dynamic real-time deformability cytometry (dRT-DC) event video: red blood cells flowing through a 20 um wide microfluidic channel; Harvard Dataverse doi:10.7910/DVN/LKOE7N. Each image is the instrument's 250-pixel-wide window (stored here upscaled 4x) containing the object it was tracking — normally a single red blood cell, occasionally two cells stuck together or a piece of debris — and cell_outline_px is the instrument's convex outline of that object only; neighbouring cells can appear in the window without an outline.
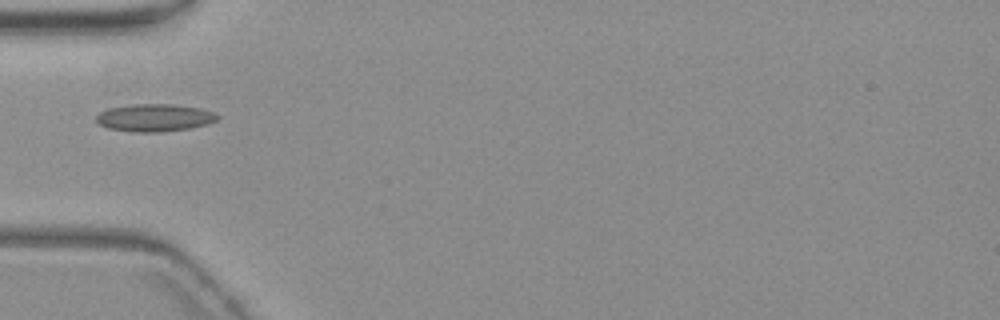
{"species": "common noctule bat (a hibernating species)", "species_latin": "Nyctalus noctula", "temperature_condition": "warm", "stored_images_in_passage": 38, "camera_frame_rate_fps": 3000, "um_per_image_px": 0.085, "animal": {"sex": "female", "body_mass_g": 19.3, "forearm_length_mm": 54.1}, "frame": {"image": 1, "passage_image": 1, "time_ms": 0.0, "image_size_px": [1000, 320], "cell_outline_px": [[220, 116], [216, 120], [208, 124], [188, 128], [160, 132], [132, 132], [108, 128], [100, 124], [96, 120], [96, 116], [100, 112], [108, 108], [132, 104], [172, 104], [200, 108], [216, 112]], "centroid_in_image_um": [13.15, 10.0], "position_along_channel_um": 71.8, "area_um2": 19.48}}
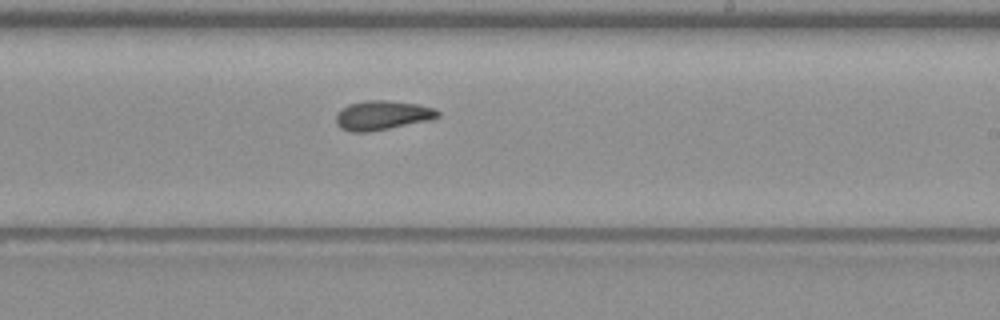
{"frame": {"image": 2, "passage_image": 16, "time_ms": 5.0, "image_size_px": [1000, 320], "cell_outline_px": [[440, 116], [432, 120], [368, 132], [352, 132], [340, 128], [336, 124], [336, 116], [340, 108], [348, 104], [364, 100], [384, 100], [416, 104], [436, 108], [440, 112]], "centroid_in_image_um": [32.49, 9.8], "position_along_channel_um": 256.5, "area_um2": 17.57}}
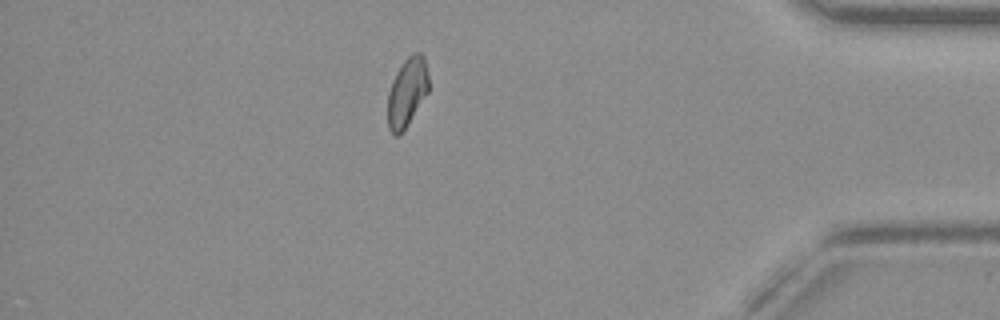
{"frame": {"image": 3, "passage_image": 31, "time_ms": 10.0, "image_size_px": [1000, 320], "cell_outline_px": [[428, 92], [408, 124], [400, 136], [396, 136], [388, 128], [388, 92], [392, 80], [396, 72], [404, 60], [412, 52], [420, 52], [424, 56], [428, 72]], "centroid_in_image_um": [34.6, 7.82], "position_along_channel_um": 400.6, "area_um2": 16.53}, "authors_computed_cell_mechanics": {"area_um2": 16.762, "velocity_mm_per_s": 3.6814, "shape_relaxation_time_tau1_ms": null, "shape_relaxation_time_tau2_ms": 3.5627, "deformation_change_tau1": null, "deformation_change_tau2": 0.0998}}